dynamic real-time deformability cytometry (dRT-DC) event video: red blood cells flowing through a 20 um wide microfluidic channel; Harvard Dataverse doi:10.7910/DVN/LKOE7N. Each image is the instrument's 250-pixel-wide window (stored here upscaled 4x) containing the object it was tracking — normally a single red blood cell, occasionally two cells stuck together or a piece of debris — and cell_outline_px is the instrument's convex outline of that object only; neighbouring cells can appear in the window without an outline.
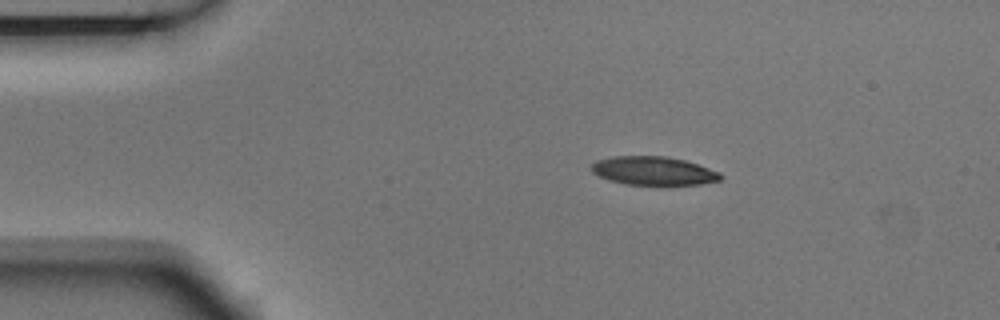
{"species": "Egyptian fruit bat (a non-hibernating species)", "species_latin": "Rousettus aegyptiacus", "temperature_condition": "room temperature", "stored_images_in_passage": 3, "camera_frame_rate_fps": 3000, "um_per_image_px": 0.085, "animal": {"sex": "male"}, "frame": {"image": 1, "passage_image": 2, "time_ms": 0.333, "image_size_px": [1000, 320], "cell_outline_px": [[724, 176], [720, 180], [700, 184], [668, 188], [656, 188], [624, 184], [608, 180], [592, 172], [592, 164], [596, 160], [612, 156], [664, 156], [684, 160], [720, 172]], "centroid_in_image_um": [55.57, 14.58], "position_along_channel_um": 29.4, "area_um2": 22.54}}